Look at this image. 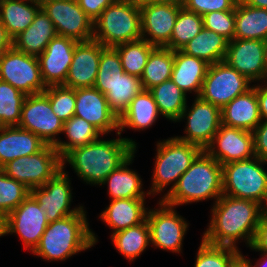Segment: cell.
I'll return each mask as SVG.
<instances>
[{"instance_id":"b9f144b4","label":"cell","mask_w":267,"mask_h":267,"mask_svg":"<svg viewBox=\"0 0 267 267\" xmlns=\"http://www.w3.org/2000/svg\"><path fill=\"white\" fill-rule=\"evenodd\" d=\"M194 267H230L241 254L240 249L212 245L201 239Z\"/></svg>"},{"instance_id":"680465c9","label":"cell","mask_w":267,"mask_h":267,"mask_svg":"<svg viewBox=\"0 0 267 267\" xmlns=\"http://www.w3.org/2000/svg\"><path fill=\"white\" fill-rule=\"evenodd\" d=\"M56 1H73V0H38L40 5L42 6L44 3H49V2H56Z\"/></svg>"},{"instance_id":"7c38bea8","label":"cell","mask_w":267,"mask_h":267,"mask_svg":"<svg viewBox=\"0 0 267 267\" xmlns=\"http://www.w3.org/2000/svg\"><path fill=\"white\" fill-rule=\"evenodd\" d=\"M63 121L51 109L49 98L44 93L26 95L18 127L31 131L47 145L55 146L63 131Z\"/></svg>"},{"instance_id":"4dcf8cb0","label":"cell","mask_w":267,"mask_h":267,"mask_svg":"<svg viewBox=\"0 0 267 267\" xmlns=\"http://www.w3.org/2000/svg\"><path fill=\"white\" fill-rule=\"evenodd\" d=\"M234 39H267V9L251 7L241 0L235 7Z\"/></svg>"},{"instance_id":"484cf974","label":"cell","mask_w":267,"mask_h":267,"mask_svg":"<svg viewBox=\"0 0 267 267\" xmlns=\"http://www.w3.org/2000/svg\"><path fill=\"white\" fill-rule=\"evenodd\" d=\"M209 65L203 59L176 50L171 79L186 94L193 91L199 97Z\"/></svg>"},{"instance_id":"4316f807","label":"cell","mask_w":267,"mask_h":267,"mask_svg":"<svg viewBox=\"0 0 267 267\" xmlns=\"http://www.w3.org/2000/svg\"><path fill=\"white\" fill-rule=\"evenodd\" d=\"M55 36V26L41 8L31 25L13 39V47L20 52L38 57Z\"/></svg>"},{"instance_id":"277c9868","label":"cell","mask_w":267,"mask_h":267,"mask_svg":"<svg viewBox=\"0 0 267 267\" xmlns=\"http://www.w3.org/2000/svg\"><path fill=\"white\" fill-rule=\"evenodd\" d=\"M222 195V165L203 150L163 201L177 207L208 199L215 203Z\"/></svg>"},{"instance_id":"ac0fdd59","label":"cell","mask_w":267,"mask_h":267,"mask_svg":"<svg viewBox=\"0 0 267 267\" xmlns=\"http://www.w3.org/2000/svg\"><path fill=\"white\" fill-rule=\"evenodd\" d=\"M265 43L262 40L229 41L224 61L251 82H266Z\"/></svg>"},{"instance_id":"d6a6232c","label":"cell","mask_w":267,"mask_h":267,"mask_svg":"<svg viewBox=\"0 0 267 267\" xmlns=\"http://www.w3.org/2000/svg\"><path fill=\"white\" fill-rule=\"evenodd\" d=\"M110 237L117 251L130 262L136 260L151 244L147 220L139 225L117 231Z\"/></svg>"},{"instance_id":"9f6ffc18","label":"cell","mask_w":267,"mask_h":267,"mask_svg":"<svg viewBox=\"0 0 267 267\" xmlns=\"http://www.w3.org/2000/svg\"><path fill=\"white\" fill-rule=\"evenodd\" d=\"M261 258L254 264L252 267H267V253L265 252H260Z\"/></svg>"},{"instance_id":"f35d334b","label":"cell","mask_w":267,"mask_h":267,"mask_svg":"<svg viewBox=\"0 0 267 267\" xmlns=\"http://www.w3.org/2000/svg\"><path fill=\"white\" fill-rule=\"evenodd\" d=\"M203 28L202 16L182 7L176 18L170 43L166 47L173 51L181 50Z\"/></svg>"},{"instance_id":"5bb4252c","label":"cell","mask_w":267,"mask_h":267,"mask_svg":"<svg viewBox=\"0 0 267 267\" xmlns=\"http://www.w3.org/2000/svg\"><path fill=\"white\" fill-rule=\"evenodd\" d=\"M48 225L45 211L29 194L16 209L5 217V235L16 234L20 236L24 249L33 252L39 245Z\"/></svg>"},{"instance_id":"5b68a950","label":"cell","mask_w":267,"mask_h":267,"mask_svg":"<svg viewBox=\"0 0 267 267\" xmlns=\"http://www.w3.org/2000/svg\"><path fill=\"white\" fill-rule=\"evenodd\" d=\"M155 165L152 174L150 196L162 193L170 184L171 187L159 198L163 200L176 186L179 178L191 166L195 158L203 151L199 146L182 141L175 137L157 141Z\"/></svg>"},{"instance_id":"603a6c76","label":"cell","mask_w":267,"mask_h":267,"mask_svg":"<svg viewBox=\"0 0 267 267\" xmlns=\"http://www.w3.org/2000/svg\"><path fill=\"white\" fill-rule=\"evenodd\" d=\"M46 145L31 131L18 126L0 127V169L14 159L41 151Z\"/></svg>"},{"instance_id":"91938a15","label":"cell","mask_w":267,"mask_h":267,"mask_svg":"<svg viewBox=\"0 0 267 267\" xmlns=\"http://www.w3.org/2000/svg\"><path fill=\"white\" fill-rule=\"evenodd\" d=\"M265 43V67H266V79H267V39L264 41Z\"/></svg>"},{"instance_id":"8fae6325","label":"cell","mask_w":267,"mask_h":267,"mask_svg":"<svg viewBox=\"0 0 267 267\" xmlns=\"http://www.w3.org/2000/svg\"><path fill=\"white\" fill-rule=\"evenodd\" d=\"M158 208L148 209L146 220L150 228L152 246L172 253H182L184 236L189 223L175 210L176 207L158 201Z\"/></svg>"},{"instance_id":"4fadbf2b","label":"cell","mask_w":267,"mask_h":267,"mask_svg":"<svg viewBox=\"0 0 267 267\" xmlns=\"http://www.w3.org/2000/svg\"><path fill=\"white\" fill-rule=\"evenodd\" d=\"M185 119L184 136H176L182 141L199 146L205 150L212 142L214 135L220 128L221 109L212 103L196 97L189 107L186 105L176 122Z\"/></svg>"},{"instance_id":"f1b7e54d","label":"cell","mask_w":267,"mask_h":267,"mask_svg":"<svg viewBox=\"0 0 267 267\" xmlns=\"http://www.w3.org/2000/svg\"><path fill=\"white\" fill-rule=\"evenodd\" d=\"M159 115L152 93L143 90L131 100L129 108L119 118V133L122 134L126 128L135 131L148 129L155 124Z\"/></svg>"},{"instance_id":"836d02e7","label":"cell","mask_w":267,"mask_h":267,"mask_svg":"<svg viewBox=\"0 0 267 267\" xmlns=\"http://www.w3.org/2000/svg\"><path fill=\"white\" fill-rule=\"evenodd\" d=\"M174 65V51L167 47L155 46L140 77L144 90L170 80Z\"/></svg>"},{"instance_id":"e0dca14e","label":"cell","mask_w":267,"mask_h":267,"mask_svg":"<svg viewBox=\"0 0 267 267\" xmlns=\"http://www.w3.org/2000/svg\"><path fill=\"white\" fill-rule=\"evenodd\" d=\"M41 8L53 22L57 35L77 42L93 39V21L80 8L77 0L44 3Z\"/></svg>"},{"instance_id":"7402d4cb","label":"cell","mask_w":267,"mask_h":267,"mask_svg":"<svg viewBox=\"0 0 267 267\" xmlns=\"http://www.w3.org/2000/svg\"><path fill=\"white\" fill-rule=\"evenodd\" d=\"M104 48L100 42L94 39L77 42L63 85L73 89L93 87L98 73L101 52Z\"/></svg>"},{"instance_id":"2e32d148","label":"cell","mask_w":267,"mask_h":267,"mask_svg":"<svg viewBox=\"0 0 267 267\" xmlns=\"http://www.w3.org/2000/svg\"><path fill=\"white\" fill-rule=\"evenodd\" d=\"M181 0H166L140 8L142 39L158 47L170 43Z\"/></svg>"},{"instance_id":"bcb514c9","label":"cell","mask_w":267,"mask_h":267,"mask_svg":"<svg viewBox=\"0 0 267 267\" xmlns=\"http://www.w3.org/2000/svg\"><path fill=\"white\" fill-rule=\"evenodd\" d=\"M239 0H181L182 6L201 16L213 11L235 10Z\"/></svg>"},{"instance_id":"cb8c5ba5","label":"cell","mask_w":267,"mask_h":267,"mask_svg":"<svg viewBox=\"0 0 267 267\" xmlns=\"http://www.w3.org/2000/svg\"><path fill=\"white\" fill-rule=\"evenodd\" d=\"M145 198L110 200L109 206L100 213L99 218L112 229V233L141 224L146 220L149 208Z\"/></svg>"},{"instance_id":"74e56055","label":"cell","mask_w":267,"mask_h":267,"mask_svg":"<svg viewBox=\"0 0 267 267\" xmlns=\"http://www.w3.org/2000/svg\"><path fill=\"white\" fill-rule=\"evenodd\" d=\"M154 47L143 39L114 46L119 53L124 71L139 78Z\"/></svg>"},{"instance_id":"7bdbcfd3","label":"cell","mask_w":267,"mask_h":267,"mask_svg":"<svg viewBox=\"0 0 267 267\" xmlns=\"http://www.w3.org/2000/svg\"><path fill=\"white\" fill-rule=\"evenodd\" d=\"M30 194V190L0 169V215L6 217Z\"/></svg>"},{"instance_id":"d6986e66","label":"cell","mask_w":267,"mask_h":267,"mask_svg":"<svg viewBox=\"0 0 267 267\" xmlns=\"http://www.w3.org/2000/svg\"><path fill=\"white\" fill-rule=\"evenodd\" d=\"M205 151L221 165L253 158V132L221 124Z\"/></svg>"},{"instance_id":"52a82bcc","label":"cell","mask_w":267,"mask_h":267,"mask_svg":"<svg viewBox=\"0 0 267 267\" xmlns=\"http://www.w3.org/2000/svg\"><path fill=\"white\" fill-rule=\"evenodd\" d=\"M267 162L259 157L222 165L223 195L258 202L267 209Z\"/></svg>"},{"instance_id":"8d00e7d4","label":"cell","mask_w":267,"mask_h":267,"mask_svg":"<svg viewBox=\"0 0 267 267\" xmlns=\"http://www.w3.org/2000/svg\"><path fill=\"white\" fill-rule=\"evenodd\" d=\"M143 90L141 79L125 72L105 94L109 109L119 119L129 108L131 100Z\"/></svg>"},{"instance_id":"8992f818","label":"cell","mask_w":267,"mask_h":267,"mask_svg":"<svg viewBox=\"0 0 267 267\" xmlns=\"http://www.w3.org/2000/svg\"><path fill=\"white\" fill-rule=\"evenodd\" d=\"M93 39L104 47L142 39L140 8L125 0L111 3L93 23Z\"/></svg>"},{"instance_id":"9c48e42d","label":"cell","mask_w":267,"mask_h":267,"mask_svg":"<svg viewBox=\"0 0 267 267\" xmlns=\"http://www.w3.org/2000/svg\"><path fill=\"white\" fill-rule=\"evenodd\" d=\"M251 84L250 80L223 60L209 65L199 97L222 109L251 89Z\"/></svg>"},{"instance_id":"f907efd6","label":"cell","mask_w":267,"mask_h":267,"mask_svg":"<svg viewBox=\"0 0 267 267\" xmlns=\"http://www.w3.org/2000/svg\"><path fill=\"white\" fill-rule=\"evenodd\" d=\"M262 84L257 83L252 86L256 89L261 120H267V81Z\"/></svg>"},{"instance_id":"816d5d0a","label":"cell","mask_w":267,"mask_h":267,"mask_svg":"<svg viewBox=\"0 0 267 267\" xmlns=\"http://www.w3.org/2000/svg\"><path fill=\"white\" fill-rule=\"evenodd\" d=\"M11 47H13V40L0 21V56Z\"/></svg>"},{"instance_id":"ffe728a7","label":"cell","mask_w":267,"mask_h":267,"mask_svg":"<svg viewBox=\"0 0 267 267\" xmlns=\"http://www.w3.org/2000/svg\"><path fill=\"white\" fill-rule=\"evenodd\" d=\"M74 116L85 119L94 125L103 135L115 130L119 133V119L109 109L103 93L95 87L75 89Z\"/></svg>"},{"instance_id":"11a10c76","label":"cell","mask_w":267,"mask_h":267,"mask_svg":"<svg viewBox=\"0 0 267 267\" xmlns=\"http://www.w3.org/2000/svg\"><path fill=\"white\" fill-rule=\"evenodd\" d=\"M125 1L131 3L132 5H134L136 7L141 8V7L148 5V4L160 3V2H163L166 0H125Z\"/></svg>"},{"instance_id":"7dc6e473","label":"cell","mask_w":267,"mask_h":267,"mask_svg":"<svg viewBox=\"0 0 267 267\" xmlns=\"http://www.w3.org/2000/svg\"><path fill=\"white\" fill-rule=\"evenodd\" d=\"M254 154L267 162V120H262L253 131Z\"/></svg>"},{"instance_id":"1f68e13d","label":"cell","mask_w":267,"mask_h":267,"mask_svg":"<svg viewBox=\"0 0 267 267\" xmlns=\"http://www.w3.org/2000/svg\"><path fill=\"white\" fill-rule=\"evenodd\" d=\"M228 43L225 37L203 28L181 51L189 56L203 59L208 64H214L225 59Z\"/></svg>"},{"instance_id":"ab89813d","label":"cell","mask_w":267,"mask_h":267,"mask_svg":"<svg viewBox=\"0 0 267 267\" xmlns=\"http://www.w3.org/2000/svg\"><path fill=\"white\" fill-rule=\"evenodd\" d=\"M26 95L0 80V127L18 126Z\"/></svg>"},{"instance_id":"f6af8a7d","label":"cell","mask_w":267,"mask_h":267,"mask_svg":"<svg viewBox=\"0 0 267 267\" xmlns=\"http://www.w3.org/2000/svg\"><path fill=\"white\" fill-rule=\"evenodd\" d=\"M203 26L225 37L228 41L235 35V10L213 11L202 16Z\"/></svg>"},{"instance_id":"ba28073f","label":"cell","mask_w":267,"mask_h":267,"mask_svg":"<svg viewBox=\"0 0 267 267\" xmlns=\"http://www.w3.org/2000/svg\"><path fill=\"white\" fill-rule=\"evenodd\" d=\"M61 169L62 157L52 145H46L35 154L14 159L1 168L8 177L19 181L29 190L43 186Z\"/></svg>"},{"instance_id":"f5cc1de1","label":"cell","mask_w":267,"mask_h":267,"mask_svg":"<svg viewBox=\"0 0 267 267\" xmlns=\"http://www.w3.org/2000/svg\"><path fill=\"white\" fill-rule=\"evenodd\" d=\"M230 267H252L250 259H246L242 253L234 260Z\"/></svg>"},{"instance_id":"db71d44e","label":"cell","mask_w":267,"mask_h":267,"mask_svg":"<svg viewBox=\"0 0 267 267\" xmlns=\"http://www.w3.org/2000/svg\"><path fill=\"white\" fill-rule=\"evenodd\" d=\"M241 1L244 4L251 7L267 9V0H241Z\"/></svg>"},{"instance_id":"681fc988","label":"cell","mask_w":267,"mask_h":267,"mask_svg":"<svg viewBox=\"0 0 267 267\" xmlns=\"http://www.w3.org/2000/svg\"><path fill=\"white\" fill-rule=\"evenodd\" d=\"M115 1L117 0H77L80 8L93 22Z\"/></svg>"},{"instance_id":"30bf717a","label":"cell","mask_w":267,"mask_h":267,"mask_svg":"<svg viewBox=\"0 0 267 267\" xmlns=\"http://www.w3.org/2000/svg\"><path fill=\"white\" fill-rule=\"evenodd\" d=\"M0 80L9 83L25 95L43 93V83L38 58L9 48L0 56Z\"/></svg>"},{"instance_id":"f546056e","label":"cell","mask_w":267,"mask_h":267,"mask_svg":"<svg viewBox=\"0 0 267 267\" xmlns=\"http://www.w3.org/2000/svg\"><path fill=\"white\" fill-rule=\"evenodd\" d=\"M41 9L34 0H0V21L12 40L26 30Z\"/></svg>"},{"instance_id":"6da1fadb","label":"cell","mask_w":267,"mask_h":267,"mask_svg":"<svg viewBox=\"0 0 267 267\" xmlns=\"http://www.w3.org/2000/svg\"><path fill=\"white\" fill-rule=\"evenodd\" d=\"M265 208L258 202L222 195L211 208V221L202 239L212 245L239 249L241 239L250 247Z\"/></svg>"},{"instance_id":"7a4b0ae2","label":"cell","mask_w":267,"mask_h":267,"mask_svg":"<svg viewBox=\"0 0 267 267\" xmlns=\"http://www.w3.org/2000/svg\"><path fill=\"white\" fill-rule=\"evenodd\" d=\"M95 142L71 149L62 157V168L69 163L81 180L89 185H102L106 177L116 170L127 158L137 151V143L130 138ZM65 166V167H64Z\"/></svg>"},{"instance_id":"83f0119b","label":"cell","mask_w":267,"mask_h":267,"mask_svg":"<svg viewBox=\"0 0 267 267\" xmlns=\"http://www.w3.org/2000/svg\"><path fill=\"white\" fill-rule=\"evenodd\" d=\"M136 151L127 158L116 170L112 171L102 185L108 186V194L111 200L128 198H145L150 196L148 191L142 188L143 182L138 172L129 169Z\"/></svg>"},{"instance_id":"ee69618b","label":"cell","mask_w":267,"mask_h":267,"mask_svg":"<svg viewBox=\"0 0 267 267\" xmlns=\"http://www.w3.org/2000/svg\"><path fill=\"white\" fill-rule=\"evenodd\" d=\"M43 93L49 98L52 111L63 122L74 116L75 89L64 85H51L47 86Z\"/></svg>"},{"instance_id":"3957f363","label":"cell","mask_w":267,"mask_h":267,"mask_svg":"<svg viewBox=\"0 0 267 267\" xmlns=\"http://www.w3.org/2000/svg\"><path fill=\"white\" fill-rule=\"evenodd\" d=\"M86 213L83 208L77 214L49 223L32 254L48 262L65 261L93 247L98 239L89 227Z\"/></svg>"},{"instance_id":"6f0895ef","label":"cell","mask_w":267,"mask_h":267,"mask_svg":"<svg viewBox=\"0 0 267 267\" xmlns=\"http://www.w3.org/2000/svg\"><path fill=\"white\" fill-rule=\"evenodd\" d=\"M5 236V217L0 215V237Z\"/></svg>"},{"instance_id":"44dd1931","label":"cell","mask_w":267,"mask_h":267,"mask_svg":"<svg viewBox=\"0 0 267 267\" xmlns=\"http://www.w3.org/2000/svg\"><path fill=\"white\" fill-rule=\"evenodd\" d=\"M77 41L55 36L37 58L45 86L63 85L67 78Z\"/></svg>"},{"instance_id":"d4e9b609","label":"cell","mask_w":267,"mask_h":267,"mask_svg":"<svg viewBox=\"0 0 267 267\" xmlns=\"http://www.w3.org/2000/svg\"><path fill=\"white\" fill-rule=\"evenodd\" d=\"M256 89L237 96L221 109V123L253 132L261 122Z\"/></svg>"},{"instance_id":"9a60e30c","label":"cell","mask_w":267,"mask_h":267,"mask_svg":"<svg viewBox=\"0 0 267 267\" xmlns=\"http://www.w3.org/2000/svg\"><path fill=\"white\" fill-rule=\"evenodd\" d=\"M68 171L62 168L53 178L43 186L33 188L30 194L35 198L40 208L45 211L49 223L79 213L84 207L71 208L72 187Z\"/></svg>"},{"instance_id":"c3c4849f","label":"cell","mask_w":267,"mask_h":267,"mask_svg":"<svg viewBox=\"0 0 267 267\" xmlns=\"http://www.w3.org/2000/svg\"><path fill=\"white\" fill-rule=\"evenodd\" d=\"M249 249L267 253V209L260 217L253 243Z\"/></svg>"},{"instance_id":"60d3db41","label":"cell","mask_w":267,"mask_h":267,"mask_svg":"<svg viewBox=\"0 0 267 267\" xmlns=\"http://www.w3.org/2000/svg\"><path fill=\"white\" fill-rule=\"evenodd\" d=\"M124 73L118 51L114 47H105L101 52L98 73L93 87L105 95Z\"/></svg>"},{"instance_id":"d590c367","label":"cell","mask_w":267,"mask_h":267,"mask_svg":"<svg viewBox=\"0 0 267 267\" xmlns=\"http://www.w3.org/2000/svg\"><path fill=\"white\" fill-rule=\"evenodd\" d=\"M63 133L66 134L68 141H61L60 138L54 146L61 157L73 148L95 142L103 135L94 125L77 116L63 123Z\"/></svg>"},{"instance_id":"e575fe53","label":"cell","mask_w":267,"mask_h":267,"mask_svg":"<svg viewBox=\"0 0 267 267\" xmlns=\"http://www.w3.org/2000/svg\"><path fill=\"white\" fill-rule=\"evenodd\" d=\"M162 117L176 122L187 105V94L172 79L162 82L149 90Z\"/></svg>"}]
</instances>
